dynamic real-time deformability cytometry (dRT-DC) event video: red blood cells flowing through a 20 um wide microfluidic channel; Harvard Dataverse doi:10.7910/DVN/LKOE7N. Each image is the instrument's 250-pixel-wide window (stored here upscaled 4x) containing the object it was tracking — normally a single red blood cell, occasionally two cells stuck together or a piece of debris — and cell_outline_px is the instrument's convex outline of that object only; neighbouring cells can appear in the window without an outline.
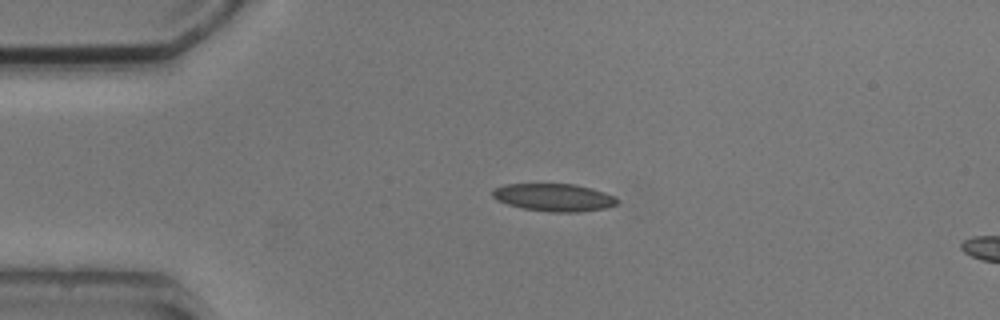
{"species": "common noctule bat (a hibernating species)", "species_latin": "Nyctalus noctula", "temperature_condition": "cold", "stored_images_in_passage": 3, "segment_of_instrument_passage": [1, 2], "camera_frame_rate_fps": 3000, "um_per_image_px": 0.085, "animal": {"sex": "male", "body_mass_g": 20.5, "forearm_length_mm": 52.5}, "frame": {"image": 1, "passage_image": 1, "time_ms": 0.0, "image_size_px": [1000, 320], "cell_outline_px": [[620, 200], [616, 204], [608, 208], [580, 212], [552, 212], [524, 208], [508, 204], [496, 200], [492, 196], [492, 192], [496, 188], [504, 184], [576, 184], [592, 188], [616, 196]], "centroid_in_image_um": [47.14, 16.78], "position_along_channel_um": 37.9, "area_um2": 20.17}}